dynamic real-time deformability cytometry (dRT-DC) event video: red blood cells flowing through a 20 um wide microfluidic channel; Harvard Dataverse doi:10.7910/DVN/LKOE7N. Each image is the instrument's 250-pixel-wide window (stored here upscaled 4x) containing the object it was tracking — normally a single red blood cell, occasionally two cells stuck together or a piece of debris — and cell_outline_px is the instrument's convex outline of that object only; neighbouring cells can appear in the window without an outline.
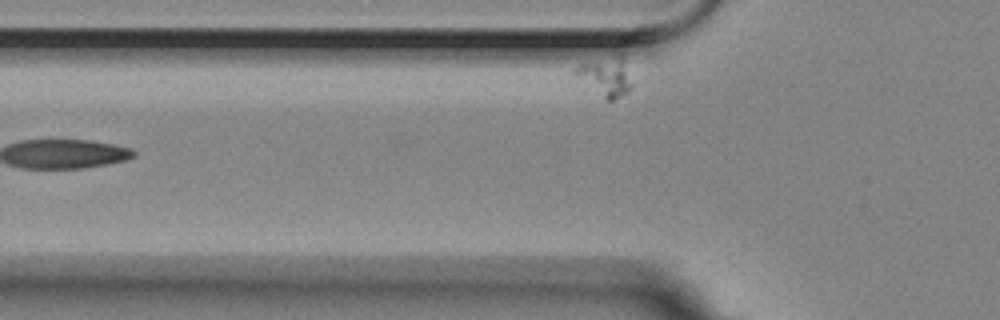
{"species": "Egyptian fruit bat (a non-hibernating species)", "species_latin": "Rousettus aegyptiacus", "temperature_condition": "room temperature", "stored_images_in_passage": 7, "segment_of_instrument_passage": [2, 2], "camera_frame_rate_fps": 3000, "um_per_image_px": 0.085, "animal": {"sex": "female"}, "frame": {"image": 1, "passage_image": 6, "time_ms": 1.667, "image_size_px": [1000, 320], "cell_outline_px": [[632, 88], [628, 92], [616, 100], [608, 100], [572, 72], [572, 68], [580, 64], [620, 56], [624, 56], [632, 84]], "centroid_in_image_um": [51.54, 6.52], "position_along_channel_um": 74.3, "area_um2": 12.25}}